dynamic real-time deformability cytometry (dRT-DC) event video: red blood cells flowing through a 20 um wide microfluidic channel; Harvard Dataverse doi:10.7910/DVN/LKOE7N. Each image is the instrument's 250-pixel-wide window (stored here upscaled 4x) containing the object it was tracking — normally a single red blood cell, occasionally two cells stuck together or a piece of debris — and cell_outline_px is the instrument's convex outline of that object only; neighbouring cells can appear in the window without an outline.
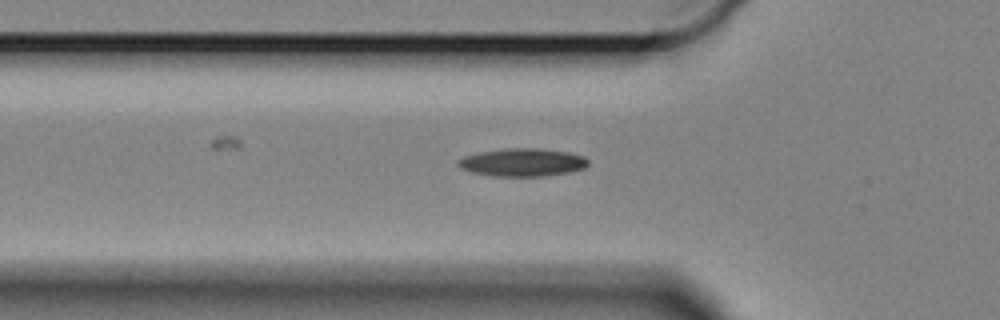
{"species": "Egyptian fruit bat (a non-hibernating species)", "species_latin": "Rousettus aegyptiacus", "temperature_condition": "cold", "stored_images_in_passage": 39, "camera_frame_rate_fps": 3000, "um_per_image_px": 0.085, "animal": {"sex": "female"}, "frame": {"image": 1, "passage_image": 2, "time_ms": 0.333, "image_size_px": [1000, 320], "cell_outline_px": [[588, 164], [584, 168], [568, 172], [544, 176], [492, 176], [468, 172], [460, 168], [456, 164], [456, 160], [464, 156], [480, 152], [508, 148], [536, 148], [568, 152], [584, 156], [588, 160]], "centroid_in_image_um": [44.36, 13.8], "position_along_channel_um": 81.4, "area_um2": 21.27}}
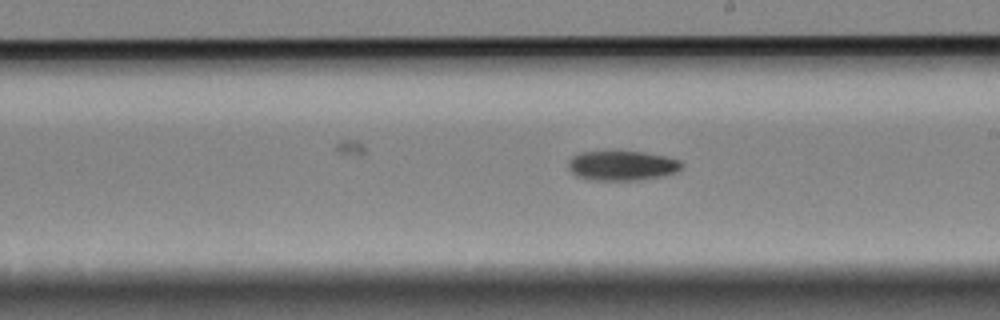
{"frame": {"image": 2, "passage_image": 16, "time_ms": 5.0, "image_size_px": [1000, 320], "cell_outline_px": [[684, 168], [676, 172], [664, 176], [640, 180], [592, 180], [576, 176], [568, 168], [568, 160], [572, 156], [580, 152], [616, 148], [644, 152], [664, 156], [680, 160], [684, 164]], "centroid_in_image_um": [52.87, 14.03], "position_along_channel_um": 236.1, "area_um2": 20.69}}
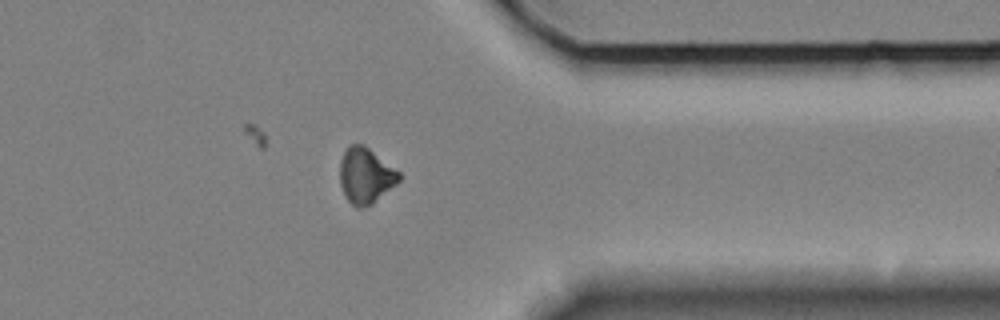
{"frame": {"image": 3, "passage_image": 30, "time_ms": 9.667, "image_size_px": [1000, 320], "cell_outline_px": [[400, 180], [396, 184], [372, 204], [364, 208], [356, 208], [344, 196], [340, 184], [340, 160], [348, 144], [364, 144], [400, 172]], "centroid_in_image_um": [31.06, 14.93], "position_along_channel_um": 380.3, "area_um2": 19.31}}